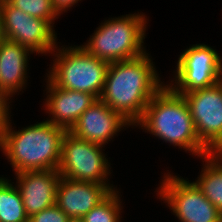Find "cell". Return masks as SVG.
<instances>
[{"mask_svg": "<svg viewBox=\"0 0 222 222\" xmlns=\"http://www.w3.org/2000/svg\"><path fill=\"white\" fill-rule=\"evenodd\" d=\"M67 222H84L83 218H68Z\"/></svg>", "mask_w": 222, "mask_h": 222, "instance_id": "23", "label": "cell"}, {"mask_svg": "<svg viewBox=\"0 0 222 222\" xmlns=\"http://www.w3.org/2000/svg\"><path fill=\"white\" fill-rule=\"evenodd\" d=\"M135 126L192 156L211 153L198 138L186 100L167 84L151 99Z\"/></svg>", "mask_w": 222, "mask_h": 222, "instance_id": "2", "label": "cell"}, {"mask_svg": "<svg viewBox=\"0 0 222 222\" xmlns=\"http://www.w3.org/2000/svg\"><path fill=\"white\" fill-rule=\"evenodd\" d=\"M147 21L143 12L109 18L81 46L109 63L139 57L148 52L144 46Z\"/></svg>", "mask_w": 222, "mask_h": 222, "instance_id": "4", "label": "cell"}, {"mask_svg": "<svg viewBox=\"0 0 222 222\" xmlns=\"http://www.w3.org/2000/svg\"><path fill=\"white\" fill-rule=\"evenodd\" d=\"M110 192L105 184L61 177L56 189V205L68 218H83Z\"/></svg>", "mask_w": 222, "mask_h": 222, "instance_id": "14", "label": "cell"}, {"mask_svg": "<svg viewBox=\"0 0 222 222\" xmlns=\"http://www.w3.org/2000/svg\"><path fill=\"white\" fill-rule=\"evenodd\" d=\"M44 107L50 116L47 121L69 131L81 114L97 99L89 93L67 90L55 86L47 77ZM52 115V116H51Z\"/></svg>", "mask_w": 222, "mask_h": 222, "instance_id": "12", "label": "cell"}, {"mask_svg": "<svg viewBox=\"0 0 222 222\" xmlns=\"http://www.w3.org/2000/svg\"><path fill=\"white\" fill-rule=\"evenodd\" d=\"M11 97L0 93V140L3 138L4 133L7 131L9 127V123L12 115L10 111V103L12 102Z\"/></svg>", "mask_w": 222, "mask_h": 222, "instance_id": "21", "label": "cell"}, {"mask_svg": "<svg viewBox=\"0 0 222 222\" xmlns=\"http://www.w3.org/2000/svg\"><path fill=\"white\" fill-rule=\"evenodd\" d=\"M78 1L80 2L81 0H52V5L58 15L61 16V14L67 12L75 4H77Z\"/></svg>", "mask_w": 222, "mask_h": 222, "instance_id": "22", "label": "cell"}, {"mask_svg": "<svg viewBox=\"0 0 222 222\" xmlns=\"http://www.w3.org/2000/svg\"><path fill=\"white\" fill-rule=\"evenodd\" d=\"M174 73L167 85L176 94L208 88L222 80V58L209 45L193 44L180 53Z\"/></svg>", "mask_w": 222, "mask_h": 222, "instance_id": "8", "label": "cell"}, {"mask_svg": "<svg viewBox=\"0 0 222 222\" xmlns=\"http://www.w3.org/2000/svg\"><path fill=\"white\" fill-rule=\"evenodd\" d=\"M180 95L187 102L199 140L211 152H222V80Z\"/></svg>", "mask_w": 222, "mask_h": 222, "instance_id": "10", "label": "cell"}, {"mask_svg": "<svg viewBox=\"0 0 222 222\" xmlns=\"http://www.w3.org/2000/svg\"><path fill=\"white\" fill-rule=\"evenodd\" d=\"M147 52L109 64L100 100L133 127L151 99L166 85Z\"/></svg>", "mask_w": 222, "mask_h": 222, "instance_id": "1", "label": "cell"}, {"mask_svg": "<svg viewBox=\"0 0 222 222\" xmlns=\"http://www.w3.org/2000/svg\"><path fill=\"white\" fill-rule=\"evenodd\" d=\"M201 159L203 168L197 180L193 182L222 213V152H211L202 156Z\"/></svg>", "mask_w": 222, "mask_h": 222, "instance_id": "16", "label": "cell"}, {"mask_svg": "<svg viewBox=\"0 0 222 222\" xmlns=\"http://www.w3.org/2000/svg\"><path fill=\"white\" fill-rule=\"evenodd\" d=\"M11 179L0 177V222H28L21 194Z\"/></svg>", "mask_w": 222, "mask_h": 222, "instance_id": "17", "label": "cell"}, {"mask_svg": "<svg viewBox=\"0 0 222 222\" xmlns=\"http://www.w3.org/2000/svg\"><path fill=\"white\" fill-rule=\"evenodd\" d=\"M4 34H3V29L1 25V20H0V45L2 44V41L4 40Z\"/></svg>", "mask_w": 222, "mask_h": 222, "instance_id": "24", "label": "cell"}, {"mask_svg": "<svg viewBox=\"0 0 222 222\" xmlns=\"http://www.w3.org/2000/svg\"><path fill=\"white\" fill-rule=\"evenodd\" d=\"M102 147L104 148L102 145L81 140L67 131L62 141L58 167L60 176L70 180L105 184L111 191L117 189L109 183L112 167Z\"/></svg>", "mask_w": 222, "mask_h": 222, "instance_id": "6", "label": "cell"}, {"mask_svg": "<svg viewBox=\"0 0 222 222\" xmlns=\"http://www.w3.org/2000/svg\"><path fill=\"white\" fill-rule=\"evenodd\" d=\"M119 190H112L101 202L84 217V222H121L123 205Z\"/></svg>", "mask_w": 222, "mask_h": 222, "instance_id": "18", "label": "cell"}, {"mask_svg": "<svg viewBox=\"0 0 222 222\" xmlns=\"http://www.w3.org/2000/svg\"><path fill=\"white\" fill-rule=\"evenodd\" d=\"M155 192L179 222H222V213L188 178L165 173Z\"/></svg>", "mask_w": 222, "mask_h": 222, "instance_id": "7", "label": "cell"}, {"mask_svg": "<svg viewBox=\"0 0 222 222\" xmlns=\"http://www.w3.org/2000/svg\"><path fill=\"white\" fill-rule=\"evenodd\" d=\"M0 20L5 39L28 48L33 53L51 54L57 46V33L44 19L30 16L0 0Z\"/></svg>", "mask_w": 222, "mask_h": 222, "instance_id": "9", "label": "cell"}, {"mask_svg": "<svg viewBox=\"0 0 222 222\" xmlns=\"http://www.w3.org/2000/svg\"><path fill=\"white\" fill-rule=\"evenodd\" d=\"M132 126L118 112L97 99L69 130L75 137L105 147L121 130Z\"/></svg>", "mask_w": 222, "mask_h": 222, "instance_id": "11", "label": "cell"}, {"mask_svg": "<svg viewBox=\"0 0 222 222\" xmlns=\"http://www.w3.org/2000/svg\"><path fill=\"white\" fill-rule=\"evenodd\" d=\"M15 176L28 217L56 204V189L61 178L58 170L24 171Z\"/></svg>", "mask_w": 222, "mask_h": 222, "instance_id": "13", "label": "cell"}, {"mask_svg": "<svg viewBox=\"0 0 222 222\" xmlns=\"http://www.w3.org/2000/svg\"><path fill=\"white\" fill-rule=\"evenodd\" d=\"M11 121L0 150L15 174L24 171L58 170L62 141L67 130L47 120L13 130Z\"/></svg>", "mask_w": 222, "mask_h": 222, "instance_id": "3", "label": "cell"}, {"mask_svg": "<svg viewBox=\"0 0 222 222\" xmlns=\"http://www.w3.org/2000/svg\"><path fill=\"white\" fill-rule=\"evenodd\" d=\"M11 6L21 9L30 16L46 20L53 28L59 18L54 10L52 0H6Z\"/></svg>", "mask_w": 222, "mask_h": 222, "instance_id": "19", "label": "cell"}, {"mask_svg": "<svg viewBox=\"0 0 222 222\" xmlns=\"http://www.w3.org/2000/svg\"><path fill=\"white\" fill-rule=\"evenodd\" d=\"M67 220V215L56 204L28 218V222H67Z\"/></svg>", "mask_w": 222, "mask_h": 222, "instance_id": "20", "label": "cell"}, {"mask_svg": "<svg viewBox=\"0 0 222 222\" xmlns=\"http://www.w3.org/2000/svg\"><path fill=\"white\" fill-rule=\"evenodd\" d=\"M51 54L53 63L45 77L55 86L100 98L109 62L93 56L81 45H57Z\"/></svg>", "mask_w": 222, "mask_h": 222, "instance_id": "5", "label": "cell"}, {"mask_svg": "<svg viewBox=\"0 0 222 222\" xmlns=\"http://www.w3.org/2000/svg\"><path fill=\"white\" fill-rule=\"evenodd\" d=\"M31 50L9 39L0 45V93L11 98L25 89ZM29 56V57H28ZM29 59V60H28Z\"/></svg>", "mask_w": 222, "mask_h": 222, "instance_id": "15", "label": "cell"}]
</instances>
